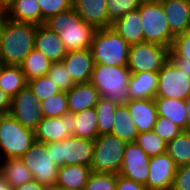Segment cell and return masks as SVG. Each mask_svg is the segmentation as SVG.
Instances as JSON below:
<instances>
[{
    "label": "cell",
    "mask_w": 190,
    "mask_h": 190,
    "mask_svg": "<svg viewBox=\"0 0 190 190\" xmlns=\"http://www.w3.org/2000/svg\"><path fill=\"white\" fill-rule=\"evenodd\" d=\"M37 25L6 19L0 38V60L3 65H21L35 48Z\"/></svg>",
    "instance_id": "1"
},
{
    "label": "cell",
    "mask_w": 190,
    "mask_h": 190,
    "mask_svg": "<svg viewBox=\"0 0 190 190\" xmlns=\"http://www.w3.org/2000/svg\"><path fill=\"white\" fill-rule=\"evenodd\" d=\"M44 25L57 33L67 51L89 49L96 31L73 8L49 17Z\"/></svg>",
    "instance_id": "2"
},
{
    "label": "cell",
    "mask_w": 190,
    "mask_h": 190,
    "mask_svg": "<svg viewBox=\"0 0 190 190\" xmlns=\"http://www.w3.org/2000/svg\"><path fill=\"white\" fill-rule=\"evenodd\" d=\"M130 75L127 66L94 64L90 83L98 90L101 98L126 105L131 100L128 93Z\"/></svg>",
    "instance_id": "3"
},
{
    "label": "cell",
    "mask_w": 190,
    "mask_h": 190,
    "mask_svg": "<svg viewBox=\"0 0 190 190\" xmlns=\"http://www.w3.org/2000/svg\"><path fill=\"white\" fill-rule=\"evenodd\" d=\"M130 45L110 27L96 29L90 50L94 64L127 66Z\"/></svg>",
    "instance_id": "4"
},
{
    "label": "cell",
    "mask_w": 190,
    "mask_h": 190,
    "mask_svg": "<svg viewBox=\"0 0 190 190\" xmlns=\"http://www.w3.org/2000/svg\"><path fill=\"white\" fill-rule=\"evenodd\" d=\"M35 142V131L23 127L10 114L0 115V154L7 158L21 157Z\"/></svg>",
    "instance_id": "5"
},
{
    "label": "cell",
    "mask_w": 190,
    "mask_h": 190,
    "mask_svg": "<svg viewBox=\"0 0 190 190\" xmlns=\"http://www.w3.org/2000/svg\"><path fill=\"white\" fill-rule=\"evenodd\" d=\"M140 20L144 42L158 43L171 49L175 36L169 29L164 9L159 0H142Z\"/></svg>",
    "instance_id": "6"
},
{
    "label": "cell",
    "mask_w": 190,
    "mask_h": 190,
    "mask_svg": "<svg viewBox=\"0 0 190 190\" xmlns=\"http://www.w3.org/2000/svg\"><path fill=\"white\" fill-rule=\"evenodd\" d=\"M127 142L112 134L98 135L94 140L91 171L118 174Z\"/></svg>",
    "instance_id": "7"
},
{
    "label": "cell",
    "mask_w": 190,
    "mask_h": 190,
    "mask_svg": "<svg viewBox=\"0 0 190 190\" xmlns=\"http://www.w3.org/2000/svg\"><path fill=\"white\" fill-rule=\"evenodd\" d=\"M51 150L53 162L57 166L86 165L90 166L93 157L94 140L69 136L62 141L46 143Z\"/></svg>",
    "instance_id": "8"
},
{
    "label": "cell",
    "mask_w": 190,
    "mask_h": 190,
    "mask_svg": "<svg viewBox=\"0 0 190 190\" xmlns=\"http://www.w3.org/2000/svg\"><path fill=\"white\" fill-rule=\"evenodd\" d=\"M190 96V69L170 58L158 72L155 97L185 100Z\"/></svg>",
    "instance_id": "9"
},
{
    "label": "cell",
    "mask_w": 190,
    "mask_h": 190,
    "mask_svg": "<svg viewBox=\"0 0 190 190\" xmlns=\"http://www.w3.org/2000/svg\"><path fill=\"white\" fill-rule=\"evenodd\" d=\"M170 58L169 47L158 43L142 42L130 45L127 67L131 74L158 73Z\"/></svg>",
    "instance_id": "10"
},
{
    "label": "cell",
    "mask_w": 190,
    "mask_h": 190,
    "mask_svg": "<svg viewBox=\"0 0 190 190\" xmlns=\"http://www.w3.org/2000/svg\"><path fill=\"white\" fill-rule=\"evenodd\" d=\"M20 158L35 181L45 187L55 186L59 166L53 162L51 150H47L46 143L35 141Z\"/></svg>",
    "instance_id": "11"
},
{
    "label": "cell",
    "mask_w": 190,
    "mask_h": 190,
    "mask_svg": "<svg viewBox=\"0 0 190 190\" xmlns=\"http://www.w3.org/2000/svg\"><path fill=\"white\" fill-rule=\"evenodd\" d=\"M9 114L23 127L33 131L44 118L40 102L28 84L11 99Z\"/></svg>",
    "instance_id": "12"
},
{
    "label": "cell",
    "mask_w": 190,
    "mask_h": 190,
    "mask_svg": "<svg viewBox=\"0 0 190 190\" xmlns=\"http://www.w3.org/2000/svg\"><path fill=\"white\" fill-rule=\"evenodd\" d=\"M75 115L64 114L61 117H44L35 130V141L49 143L62 141L69 136H74Z\"/></svg>",
    "instance_id": "13"
},
{
    "label": "cell",
    "mask_w": 190,
    "mask_h": 190,
    "mask_svg": "<svg viewBox=\"0 0 190 190\" xmlns=\"http://www.w3.org/2000/svg\"><path fill=\"white\" fill-rule=\"evenodd\" d=\"M149 160L150 157L136 142L127 143L118 174L145 185L149 173Z\"/></svg>",
    "instance_id": "14"
},
{
    "label": "cell",
    "mask_w": 190,
    "mask_h": 190,
    "mask_svg": "<svg viewBox=\"0 0 190 190\" xmlns=\"http://www.w3.org/2000/svg\"><path fill=\"white\" fill-rule=\"evenodd\" d=\"M176 169L174 160L166 152L150 157L145 186L149 190H171Z\"/></svg>",
    "instance_id": "15"
},
{
    "label": "cell",
    "mask_w": 190,
    "mask_h": 190,
    "mask_svg": "<svg viewBox=\"0 0 190 190\" xmlns=\"http://www.w3.org/2000/svg\"><path fill=\"white\" fill-rule=\"evenodd\" d=\"M75 84L90 82L94 59L89 49L71 50L61 61Z\"/></svg>",
    "instance_id": "16"
},
{
    "label": "cell",
    "mask_w": 190,
    "mask_h": 190,
    "mask_svg": "<svg viewBox=\"0 0 190 190\" xmlns=\"http://www.w3.org/2000/svg\"><path fill=\"white\" fill-rule=\"evenodd\" d=\"M167 24L172 34L176 37L190 29V4L189 0H159Z\"/></svg>",
    "instance_id": "17"
},
{
    "label": "cell",
    "mask_w": 190,
    "mask_h": 190,
    "mask_svg": "<svg viewBox=\"0 0 190 190\" xmlns=\"http://www.w3.org/2000/svg\"><path fill=\"white\" fill-rule=\"evenodd\" d=\"M72 8L95 29L109 27L106 0H72Z\"/></svg>",
    "instance_id": "18"
},
{
    "label": "cell",
    "mask_w": 190,
    "mask_h": 190,
    "mask_svg": "<svg viewBox=\"0 0 190 190\" xmlns=\"http://www.w3.org/2000/svg\"><path fill=\"white\" fill-rule=\"evenodd\" d=\"M66 93L68 110L72 114H77L89 108H95L101 98L98 90L90 82L75 84Z\"/></svg>",
    "instance_id": "19"
},
{
    "label": "cell",
    "mask_w": 190,
    "mask_h": 190,
    "mask_svg": "<svg viewBox=\"0 0 190 190\" xmlns=\"http://www.w3.org/2000/svg\"><path fill=\"white\" fill-rule=\"evenodd\" d=\"M138 133L151 131L158 117L154 99H133L127 104Z\"/></svg>",
    "instance_id": "20"
},
{
    "label": "cell",
    "mask_w": 190,
    "mask_h": 190,
    "mask_svg": "<svg viewBox=\"0 0 190 190\" xmlns=\"http://www.w3.org/2000/svg\"><path fill=\"white\" fill-rule=\"evenodd\" d=\"M35 48L42 52L51 62H61L68 52L57 33L44 24L37 25Z\"/></svg>",
    "instance_id": "21"
},
{
    "label": "cell",
    "mask_w": 190,
    "mask_h": 190,
    "mask_svg": "<svg viewBox=\"0 0 190 190\" xmlns=\"http://www.w3.org/2000/svg\"><path fill=\"white\" fill-rule=\"evenodd\" d=\"M3 10L10 20L42 25V15L37 0H11Z\"/></svg>",
    "instance_id": "22"
},
{
    "label": "cell",
    "mask_w": 190,
    "mask_h": 190,
    "mask_svg": "<svg viewBox=\"0 0 190 190\" xmlns=\"http://www.w3.org/2000/svg\"><path fill=\"white\" fill-rule=\"evenodd\" d=\"M117 33L129 44L144 42L142 23L139 8L129 11L124 16L117 18L111 25Z\"/></svg>",
    "instance_id": "23"
},
{
    "label": "cell",
    "mask_w": 190,
    "mask_h": 190,
    "mask_svg": "<svg viewBox=\"0 0 190 190\" xmlns=\"http://www.w3.org/2000/svg\"><path fill=\"white\" fill-rule=\"evenodd\" d=\"M158 87V73L138 72L130 75L128 93L130 99H154Z\"/></svg>",
    "instance_id": "24"
},
{
    "label": "cell",
    "mask_w": 190,
    "mask_h": 190,
    "mask_svg": "<svg viewBox=\"0 0 190 190\" xmlns=\"http://www.w3.org/2000/svg\"><path fill=\"white\" fill-rule=\"evenodd\" d=\"M91 173V167L86 165H64L58 168L55 186L84 190Z\"/></svg>",
    "instance_id": "25"
},
{
    "label": "cell",
    "mask_w": 190,
    "mask_h": 190,
    "mask_svg": "<svg viewBox=\"0 0 190 190\" xmlns=\"http://www.w3.org/2000/svg\"><path fill=\"white\" fill-rule=\"evenodd\" d=\"M158 116L167 118L178 125L183 131H187V109L185 100L165 97L154 98Z\"/></svg>",
    "instance_id": "26"
},
{
    "label": "cell",
    "mask_w": 190,
    "mask_h": 190,
    "mask_svg": "<svg viewBox=\"0 0 190 190\" xmlns=\"http://www.w3.org/2000/svg\"><path fill=\"white\" fill-rule=\"evenodd\" d=\"M0 175L12 188L33 180L30 170L19 157L3 159L0 163Z\"/></svg>",
    "instance_id": "27"
},
{
    "label": "cell",
    "mask_w": 190,
    "mask_h": 190,
    "mask_svg": "<svg viewBox=\"0 0 190 190\" xmlns=\"http://www.w3.org/2000/svg\"><path fill=\"white\" fill-rule=\"evenodd\" d=\"M111 134L127 143L136 141L139 133L127 105H118Z\"/></svg>",
    "instance_id": "28"
},
{
    "label": "cell",
    "mask_w": 190,
    "mask_h": 190,
    "mask_svg": "<svg viewBox=\"0 0 190 190\" xmlns=\"http://www.w3.org/2000/svg\"><path fill=\"white\" fill-rule=\"evenodd\" d=\"M28 81L20 65H3L0 70V89L12 99L26 85Z\"/></svg>",
    "instance_id": "29"
},
{
    "label": "cell",
    "mask_w": 190,
    "mask_h": 190,
    "mask_svg": "<svg viewBox=\"0 0 190 190\" xmlns=\"http://www.w3.org/2000/svg\"><path fill=\"white\" fill-rule=\"evenodd\" d=\"M52 62L39 50L33 48L25 57L20 67L24 73L26 80L47 75Z\"/></svg>",
    "instance_id": "30"
},
{
    "label": "cell",
    "mask_w": 190,
    "mask_h": 190,
    "mask_svg": "<svg viewBox=\"0 0 190 190\" xmlns=\"http://www.w3.org/2000/svg\"><path fill=\"white\" fill-rule=\"evenodd\" d=\"M75 115L74 136L87 140H95L98 136V117L95 108H89Z\"/></svg>",
    "instance_id": "31"
},
{
    "label": "cell",
    "mask_w": 190,
    "mask_h": 190,
    "mask_svg": "<svg viewBox=\"0 0 190 190\" xmlns=\"http://www.w3.org/2000/svg\"><path fill=\"white\" fill-rule=\"evenodd\" d=\"M166 153L174 160L177 167L190 164V130L182 131L169 141Z\"/></svg>",
    "instance_id": "32"
},
{
    "label": "cell",
    "mask_w": 190,
    "mask_h": 190,
    "mask_svg": "<svg viewBox=\"0 0 190 190\" xmlns=\"http://www.w3.org/2000/svg\"><path fill=\"white\" fill-rule=\"evenodd\" d=\"M118 104L106 98H100L95 106L98 117V135L111 134L114 123L115 111Z\"/></svg>",
    "instance_id": "33"
},
{
    "label": "cell",
    "mask_w": 190,
    "mask_h": 190,
    "mask_svg": "<svg viewBox=\"0 0 190 190\" xmlns=\"http://www.w3.org/2000/svg\"><path fill=\"white\" fill-rule=\"evenodd\" d=\"M135 142L149 157L166 152L167 143L153 130L139 133Z\"/></svg>",
    "instance_id": "34"
},
{
    "label": "cell",
    "mask_w": 190,
    "mask_h": 190,
    "mask_svg": "<svg viewBox=\"0 0 190 190\" xmlns=\"http://www.w3.org/2000/svg\"><path fill=\"white\" fill-rule=\"evenodd\" d=\"M44 117H61L69 113L66 91H61L40 102Z\"/></svg>",
    "instance_id": "35"
},
{
    "label": "cell",
    "mask_w": 190,
    "mask_h": 190,
    "mask_svg": "<svg viewBox=\"0 0 190 190\" xmlns=\"http://www.w3.org/2000/svg\"><path fill=\"white\" fill-rule=\"evenodd\" d=\"M170 56L175 62L190 69V29L174 38Z\"/></svg>",
    "instance_id": "36"
},
{
    "label": "cell",
    "mask_w": 190,
    "mask_h": 190,
    "mask_svg": "<svg viewBox=\"0 0 190 190\" xmlns=\"http://www.w3.org/2000/svg\"><path fill=\"white\" fill-rule=\"evenodd\" d=\"M28 85L39 102L61 92L48 75L29 80Z\"/></svg>",
    "instance_id": "37"
},
{
    "label": "cell",
    "mask_w": 190,
    "mask_h": 190,
    "mask_svg": "<svg viewBox=\"0 0 190 190\" xmlns=\"http://www.w3.org/2000/svg\"><path fill=\"white\" fill-rule=\"evenodd\" d=\"M118 174L91 171L84 190H116Z\"/></svg>",
    "instance_id": "38"
},
{
    "label": "cell",
    "mask_w": 190,
    "mask_h": 190,
    "mask_svg": "<svg viewBox=\"0 0 190 190\" xmlns=\"http://www.w3.org/2000/svg\"><path fill=\"white\" fill-rule=\"evenodd\" d=\"M142 0H106L109 16V27L117 18L127 14L129 11L139 8Z\"/></svg>",
    "instance_id": "39"
},
{
    "label": "cell",
    "mask_w": 190,
    "mask_h": 190,
    "mask_svg": "<svg viewBox=\"0 0 190 190\" xmlns=\"http://www.w3.org/2000/svg\"><path fill=\"white\" fill-rule=\"evenodd\" d=\"M47 75L61 91H69L75 85L62 62H52Z\"/></svg>",
    "instance_id": "40"
},
{
    "label": "cell",
    "mask_w": 190,
    "mask_h": 190,
    "mask_svg": "<svg viewBox=\"0 0 190 190\" xmlns=\"http://www.w3.org/2000/svg\"><path fill=\"white\" fill-rule=\"evenodd\" d=\"M37 2L41 10L42 24L49 17L66 12L72 8V0H37Z\"/></svg>",
    "instance_id": "41"
},
{
    "label": "cell",
    "mask_w": 190,
    "mask_h": 190,
    "mask_svg": "<svg viewBox=\"0 0 190 190\" xmlns=\"http://www.w3.org/2000/svg\"><path fill=\"white\" fill-rule=\"evenodd\" d=\"M153 131L168 143L177 137L183 130L171 120L158 116Z\"/></svg>",
    "instance_id": "42"
},
{
    "label": "cell",
    "mask_w": 190,
    "mask_h": 190,
    "mask_svg": "<svg viewBox=\"0 0 190 190\" xmlns=\"http://www.w3.org/2000/svg\"><path fill=\"white\" fill-rule=\"evenodd\" d=\"M171 190H190V164L177 167Z\"/></svg>",
    "instance_id": "43"
},
{
    "label": "cell",
    "mask_w": 190,
    "mask_h": 190,
    "mask_svg": "<svg viewBox=\"0 0 190 190\" xmlns=\"http://www.w3.org/2000/svg\"><path fill=\"white\" fill-rule=\"evenodd\" d=\"M116 190H149L145 185L118 174Z\"/></svg>",
    "instance_id": "44"
},
{
    "label": "cell",
    "mask_w": 190,
    "mask_h": 190,
    "mask_svg": "<svg viewBox=\"0 0 190 190\" xmlns=\"http://www.w3.org/2000/svg\"><path fill=\"white\" fill-rule=\"evenodd\" d=\"M11 99L0 89V115L9 114Z\"/></svg>",
    "instance_id": "45"
},
{
    "label": "cell",
    "mask_w": 190,
    "mask_h": 190,
    "mask_svg": "<svg viewBox=\"0 0 190 190\" xmlns=\"http://www.w3.org/2000/svg\"><path fill=\"white\" fill-rule=\"evenodd\" d=\"M45 188L46 187L44 185L38 183L33 179L23 185L14 187L13 190H44Z\"/></svg>",
    "instance_id": "46"
},
{
    "label": "cell",
    "mask_w": 190,
    "mask_h": 190,
    "mask_svg": "<svg viewBox=\"0 0 190 190\" xmlns=\"http://www.w3.org/2000/svg\"><path fill=\"white\" fill-rule=\"evenodd\" d=\"M7 16L3 8H0V38Z\"/></svg>",
    "instance_id": "47"
},
{
    "label": "cell",
    "mask_w": 190,
    "mask_h": 190,
    "mask_svg": "<svg viewBox=\"0 0 190 190\" xmlns=\"http://www.w3.org/2000/svg\"><path fill=\"white\" fill-rule=\"evenodd\" d=\"M186 109H187V131L190 130V96L185 99Z\"/></svg>",
    "instance_id": "48"
},
{
    "label": "cell",
    "mask_w": 190,
    "mask_h": 190,
    "mask_svg": "<svg viewBox=\"0 0 190 190\" xmlns=\"http://www.w3.org/2000/svg\"><path fill=\"white\" fill-rule=\"evenodd\" d=\"M0 190H13V188L0 175Z\"/></svg>",
    "instance_id": "49"
},
{
    "label": "cell",
    "mask_w": 190,
    "mask_h": 190,
    "mask_svg": "<svg viewBox=\"0 0 190 190\" xmlns=\"http://www.w3.org/2000/svg\"><path fill=\"white\" fill-rule=\"evenodd\" d=\"M11 0H0V8H3L7 3H9Z\"/></svg>",
    "instance_id": "50"
},
{
    "label": "cell",
    "mask_w": 190,
    "mask_h": 190,
    "mask_svg": "<svg viewBox=\"0 0 190 190\" xmlns=\"http://www.w3.org/2000/svg\"><path fill=\"white\" fill-rule=\"evenodd\" d=\"M54 190H74V189L64 188V187H59V186H54Z\"/></svg>",
    "instance_id": "51"
},
{
    "label": "cell",
    "mask_w": 190,
    "mask_h": 190,
    "mask_svg": "<svg viewBox=\"0 0 190 190\" xmlns=\"http://www.w3.org/2000/svg\"><path fill=\"white\" fill-rule=\"evenodd\" d=\"M44 190H54V187H46Z\"/></svg>",
    "instance_id": "52"
},
{
    "label": "cell",
    "mask_w": 190,
    "mask_h": 190,
    "mask_svg": "<svg viewBox=\"0 0 190 190\" xmlns=\"http://www.w3.org/2000/svg\"><path fill=\"white\" fill-rule=\"evenodd\" d=\"M2 66H3V62L0 60V70H1Z\"/></svg>",
    "instance_id": "53"
}]
</instances>
